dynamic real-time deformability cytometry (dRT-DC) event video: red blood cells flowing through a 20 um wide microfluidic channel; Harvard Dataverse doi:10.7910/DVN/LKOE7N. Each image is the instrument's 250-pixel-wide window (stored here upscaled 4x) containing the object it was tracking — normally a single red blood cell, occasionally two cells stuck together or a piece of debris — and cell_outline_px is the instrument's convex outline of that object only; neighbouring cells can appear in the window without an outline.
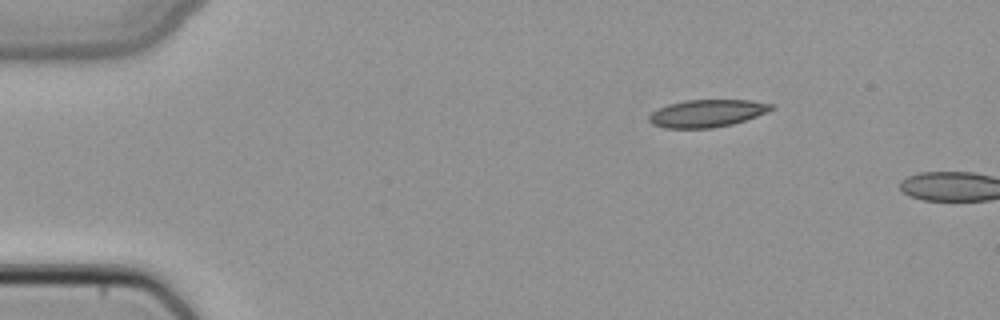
{"species": "common noctule bat (a hibernating species)", "species_latin": "Nyctalus noctula", "temperature_condition": "cold", "stored_images_in_passage": 3, "camera_frame_rate_fps": 3000, "um_per_image_px": 0.085, "animal": {"sex": "female", "body_mass_g": 22.7, "forearm_length_mm": 54.2}, "frame": {"image": 1, "passage_image": 1, "time_ms": 0.0, "image_size_px": [1000, 320], "cell_outline_px": [[776, 108], [756, 116], [732, 124], [712, 128], [664, 128], [652, 124], [648, 120], [648, 116], [652, 112], [668, 104], [684, 100], [748, 100], [776, 104]], "centroid_in_image_um": [60.1, 9.63], "position_along_channel_um": 24.9, "area_um2": 19.59}}